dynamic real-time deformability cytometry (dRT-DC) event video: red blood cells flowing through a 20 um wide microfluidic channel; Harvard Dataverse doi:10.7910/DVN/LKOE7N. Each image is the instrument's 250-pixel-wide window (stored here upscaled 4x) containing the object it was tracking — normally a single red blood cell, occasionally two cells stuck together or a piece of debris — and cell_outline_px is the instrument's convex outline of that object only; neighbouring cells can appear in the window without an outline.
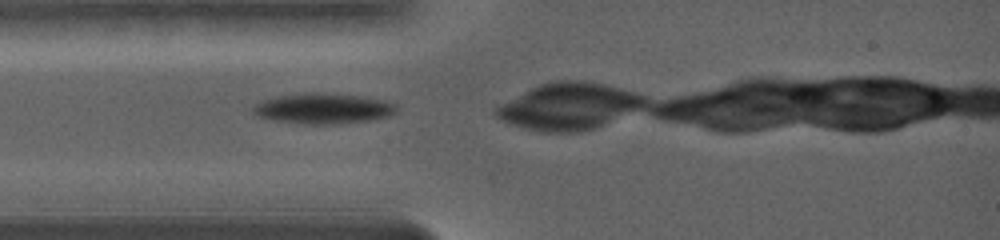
{"species": "common noctule bat (a hibernating species)", "species_latin": "Nyctalus noctula", "temperature_condition": "warm", "stored_images_in_passage": 2, "camera_frame_rate_fps": 5000, "um_per_image_px": 0.085, "animal": {"sex": "female", "body_mass_g": 19.0, "forearm_length_mm": 56.7}, "frame": {"image": 1, "passage_image": 1, "time_ms": 0.0, "image_size_px": [1000, 240], "cell_outline_px": [[392, 108], [388, 112], [376, 116], [340, 120], [300, 120], [272, 116], [260, 112], [256, 108], [260, 104], [272, 100], [288, 96], [352, 96], [376, 100], [388, 104]], "centroid_in_image_um": [27.5, 9.16], "position_along_channel_um": 57.5, "area_um2": 18.84}}